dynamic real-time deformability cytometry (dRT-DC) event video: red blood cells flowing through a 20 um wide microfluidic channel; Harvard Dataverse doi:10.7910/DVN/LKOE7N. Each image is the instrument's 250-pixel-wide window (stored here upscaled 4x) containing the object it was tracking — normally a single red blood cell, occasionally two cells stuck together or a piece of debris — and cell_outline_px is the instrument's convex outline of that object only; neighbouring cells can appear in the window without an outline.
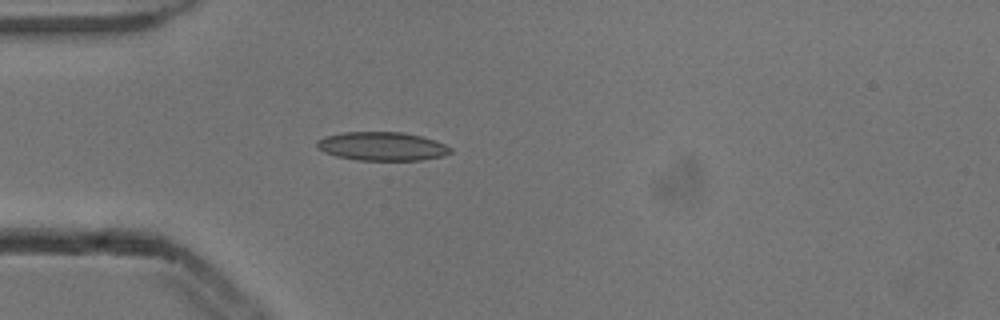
{"species": "common noctule bat (a hibernating species)", "species_latin": "Nyctalus noctula", "temperature_condition": "cold", "stored_images_in_passage": 4, "camera_frame_rate_fps": 3000, "um_per_image_px": 0.085, "animal": {"sex": "male", "body_mass_g": 13.3}, "frame": {"image": 1, "passage_image": 4, "time_ms": 1.0, "image_size_px": [1000, 320], "cell_outline_px": [[452, 152], [444, 156], [420, 160], [356, 160], [336, 156], [324, 152], [316, 148], [316, 140], [324, 136], [344, 132], [404, 132], [436, 140], [452, 148]], "centroid_in_image_um": [32.46, 12.43], "position_along_channel_um": 52.5, "area_um2": 22.48}}